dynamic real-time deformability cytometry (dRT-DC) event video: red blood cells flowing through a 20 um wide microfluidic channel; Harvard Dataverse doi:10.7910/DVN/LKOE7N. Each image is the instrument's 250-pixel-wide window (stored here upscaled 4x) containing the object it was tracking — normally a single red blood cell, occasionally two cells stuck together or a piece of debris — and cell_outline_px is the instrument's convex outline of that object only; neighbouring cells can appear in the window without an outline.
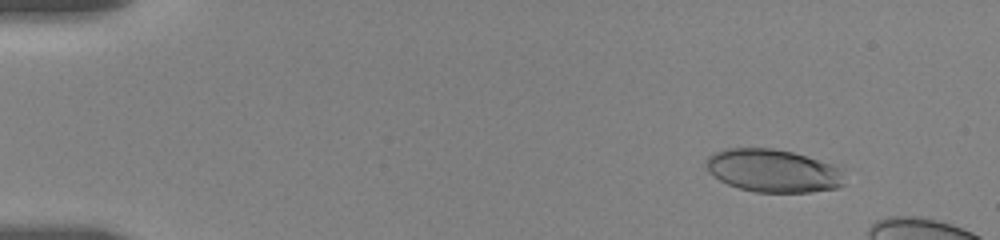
{"species": "human", "species_latin": "Homo sapiens", "temperature_condition": "room temperature", "stored_images_in_passage": 13, "camera_frame_rate_fps": 3000, "um_per_image_px": 0.085, "donor": {"sex": "female"}, "frame": {"image": 1, "passage_image": 4, "time_ms": 1.333, "image_size_px": [1000, 240], "cell_outline_px": [[844, 184], [836, 188], [812, 192], [756, 192], [740, 188], [728, 184], [720, 180], [708, 172], [704, 160], [708, 156], [724, 148], [772, 148], [792, 152], [832, 164], [844, 168]], "centroid_in_image_um": [65.72, 14.51], "position_along_channel_um": 19.3, "area_um2": 34.85}}